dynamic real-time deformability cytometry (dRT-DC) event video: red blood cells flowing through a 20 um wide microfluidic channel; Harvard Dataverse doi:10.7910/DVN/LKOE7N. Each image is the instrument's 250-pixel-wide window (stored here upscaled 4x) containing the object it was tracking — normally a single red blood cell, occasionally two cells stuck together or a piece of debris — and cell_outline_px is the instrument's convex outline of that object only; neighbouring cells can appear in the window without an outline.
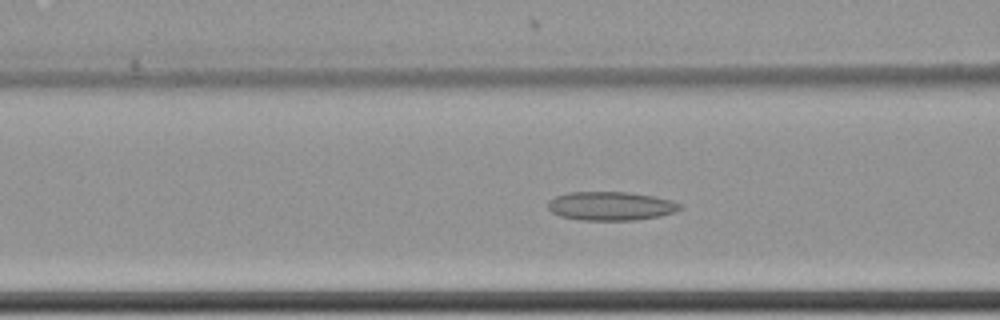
{"species": "common noctule bat (a hibernating species)", "species_latin": "Nyctalus noctula", "temperature_condition": "cold", "stored_images_in_passage": 43, "camera_frame_rate_fps": 3000, "um_per_image_px": 0.085, "animal": {"sex": "female", "body_mass_g": 22.7, "forearm_length_mm": 54.2}, "frame": {"image": 1, "passage_image": 11, "time_ms": 3.333, "image_size_px": [1000, 320], "cell_outline_px": [[684, 208], [676, 212], [660, 216], [632, 220], [580, 220], [560, 216], [552, 212], [548, 208], [548, 200], [556, 196], [568, 192], [628, 192], [656, 196], [672, 200], [680, 204]], "centroid_in_image_um": [51.94, 17.51], "position_along_channel_um": 114.7, "area_um2": 22.31}}
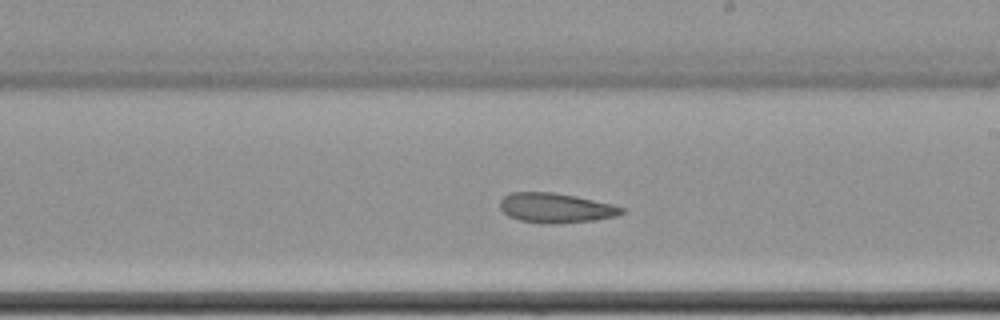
{"frame": {"image": 2, "passage_image": 22, "time_ms": 7.0, "image_size_px": [1000, 320], "cell_outline_px": [[624, 212], [616, 216], [592, 220], [544, 224], [520, 220], [508, 216], [500, 208], [500, 200], [504, 196], [512, 192], [552, 192], [576, 196], [612, 204], [624, 208]], "centroid_in_image_um": [47.21, 17.66], "position_along_channel_um": 241.8, "area_um2": 20.87}}
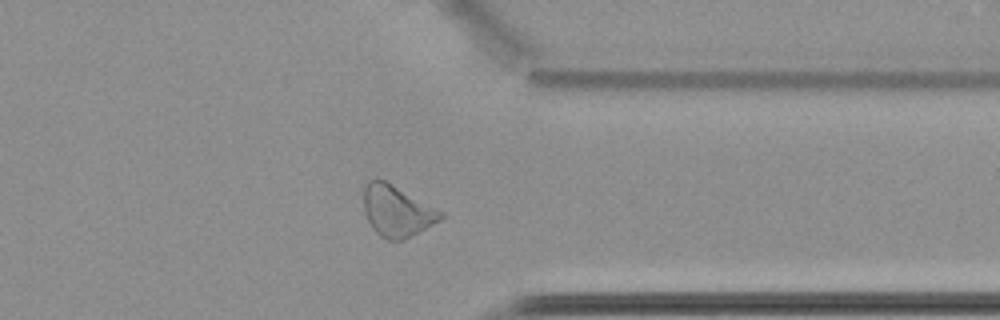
{"frame": {"image": 3, "passage_image": 34, "time_ms": 11.0, "image_size_px": [1000, 320], "cell_outline_px": [[444, 216], [440, 220], [404, 240], [388, 240], [380, 236], [372, 228], [368, 220], [364, 208], [364, 184], [368, 180], [376, 176], [384, 180], [444, 212]], "centroid_in_image_um": [33.71, 17.92], "position_along_channel_um": 377.7, "area_um2": 22.89}}